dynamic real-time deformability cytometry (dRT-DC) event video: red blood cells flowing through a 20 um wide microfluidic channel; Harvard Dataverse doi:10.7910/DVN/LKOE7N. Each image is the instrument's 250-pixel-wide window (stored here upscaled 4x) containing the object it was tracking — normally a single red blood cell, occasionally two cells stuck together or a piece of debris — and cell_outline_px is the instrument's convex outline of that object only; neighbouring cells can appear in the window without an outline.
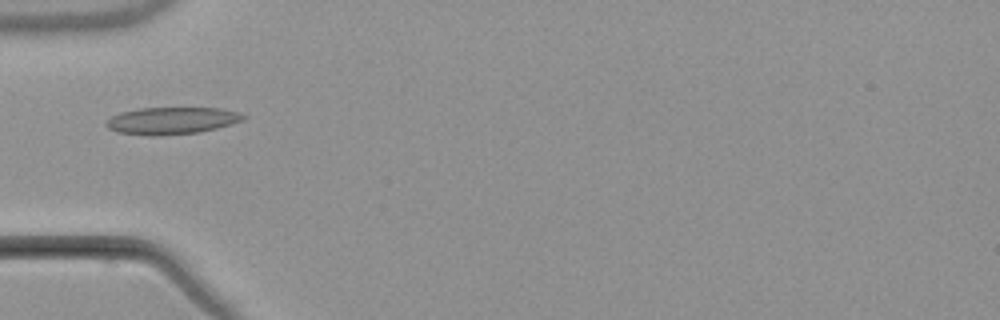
{"species": "common noctule bat (a hibernating species)", "species_latin": "Nyctalus noctula", "temperature_condition": "warm", "stored_images_in_passage": 4, "camera_frame_rate_fps": 3000, "um_per_image_px": 0.085, "animal": {"sex": "male", "body_mass_g": 21.5, "forearm_length_mm": 52.0}, "frame": {"image": 1, "passage_image": 2, "time_ms": 1.0, "image_size_px": [1000, 320], "cell_outline_px": [[248, 116], [244, 120], [232, 124], [200, 132], [160, 136], [148, 136], [116, 132], [108, 128], [104, 124], [112, 116], [120, 112], [140, 108], [220, 108], [240, 112]], "centroid_in_image_um": [14.61, 10.26], "position_along_channel_um": 70.4, "area_um2": 21.91}}
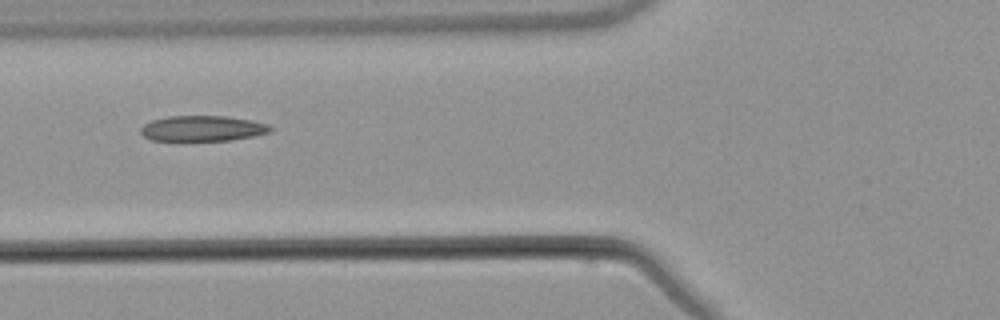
{"frame": {"image": 2, "passage_image": 3, "time_ms": 2.0, "image_size_px": [1000, 320], "cell_outline_px": [[272, 132], [232, 140], [184, 144], [180, 144], [152, 140], [144, 136], [140, 132], [140, 128], [144, 124], [152, 120], [168, 116], [228, 116], [252, 120], [268, 124], [272, 128]], "centroid_in_image_um": [17.16, 10.97], "position_along_channel_um": 108.6, "area_um2": 20.46}}
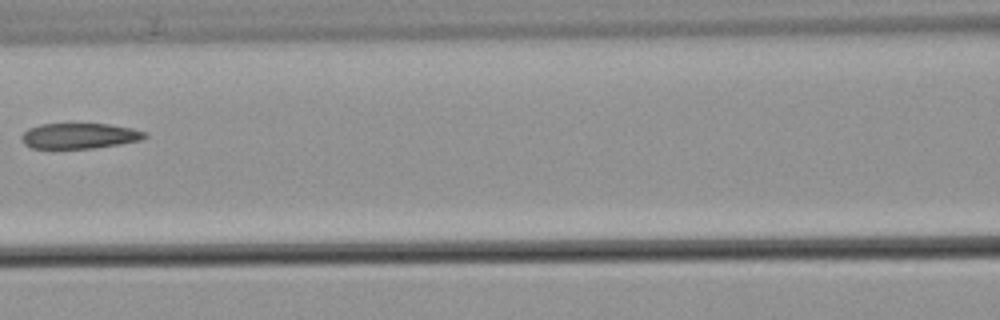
{"frame": {"image": 3, "passage_image": 4, "time_ms": 3.333, "image_size_px": [1000, 320], "cell_outline_px": [[148, 136], [140, 140], [120, 144], [92, 148], [32, 148], [24, 144], [20, 136], [28, 128], [40, 124], [108, 124], [132, 128], [144, 132]], "centroid_in_image_um": [6.73, 11.54], "position_along_channel_um": 159.9, "area_um2": 18.21}}